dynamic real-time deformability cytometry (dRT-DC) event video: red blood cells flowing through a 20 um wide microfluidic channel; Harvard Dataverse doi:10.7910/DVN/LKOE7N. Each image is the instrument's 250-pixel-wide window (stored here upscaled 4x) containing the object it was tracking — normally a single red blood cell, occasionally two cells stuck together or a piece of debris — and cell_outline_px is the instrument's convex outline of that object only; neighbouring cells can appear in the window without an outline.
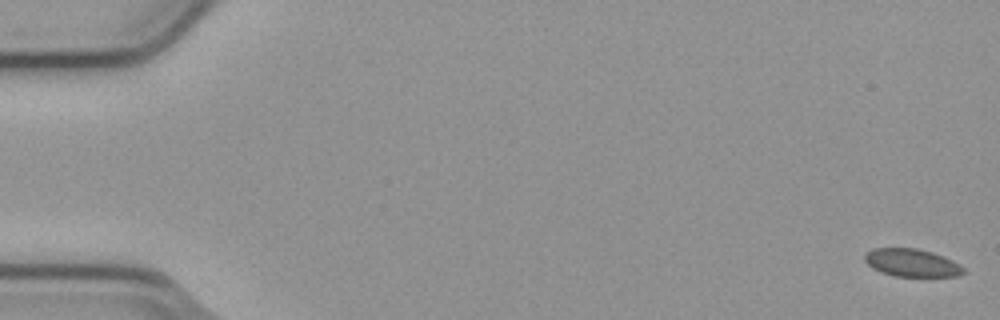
{"species": "common noctule bat (a hibernating species)", "species_latin": "Nyctalus noctula", "temperature_condition": "cold", "stored_images_in_passage": 10, "camera_frame_rate_fps": 3000, "um_per_image_px": 0.085, "animal": {"sex": "male", "body_mass_g": 23.1, "forearm_length_mm": 52.7}, "frame": {"image": 1, "passage_image": 1, "time_ms": 0.0, "image_size_px": [1000, 320], "cell_outline_px": [[964, 272], [956, 276], [896, 276], [880, 272], [872, 268], [864, 260], [864, 256], [872, 248], [916, 248], [932, 252], [964, 268]], "centroid_in_image_um": [77.42, 22.33], "position_along_channel_um": 7.6, "area_um2": 15.61}}